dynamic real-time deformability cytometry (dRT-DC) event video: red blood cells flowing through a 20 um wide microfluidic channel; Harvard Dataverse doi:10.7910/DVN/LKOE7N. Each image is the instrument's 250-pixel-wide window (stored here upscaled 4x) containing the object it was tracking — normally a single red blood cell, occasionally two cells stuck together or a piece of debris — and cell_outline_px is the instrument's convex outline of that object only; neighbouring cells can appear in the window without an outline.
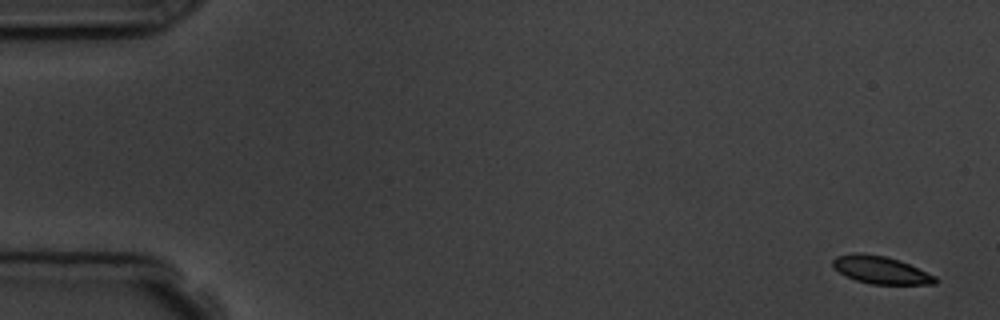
{"species": "common noctule bat (a hibernating species)", "species_latin": "Nyctalus noctula", "temperature_condition": "room temperature", "stored_images_in_passage": 9, "camera_frame_rate_fps": 3000, "um_per_image_px": 0.085, "animal": {"sex": "male", "body_mass_g": 19.5, "forearm_length_mm": 54.6}, "frame": {"image": 1, "passage_image": 1, "time_ms": 0.0, "image_size_px": [1000, 320], "cell_outline_px": [[940, 280], [936, 284], [872, 284], [856, 280], [840, 272], [832, 264], [832, 260], [836, 256], [852, 252], [860, 252], [884, 256], [900, 260], [936, 276]], "centroid_in_image_um": [74.89, 22.94], "position_along_channel_um": 10.1, "area_um2": 16.47}}